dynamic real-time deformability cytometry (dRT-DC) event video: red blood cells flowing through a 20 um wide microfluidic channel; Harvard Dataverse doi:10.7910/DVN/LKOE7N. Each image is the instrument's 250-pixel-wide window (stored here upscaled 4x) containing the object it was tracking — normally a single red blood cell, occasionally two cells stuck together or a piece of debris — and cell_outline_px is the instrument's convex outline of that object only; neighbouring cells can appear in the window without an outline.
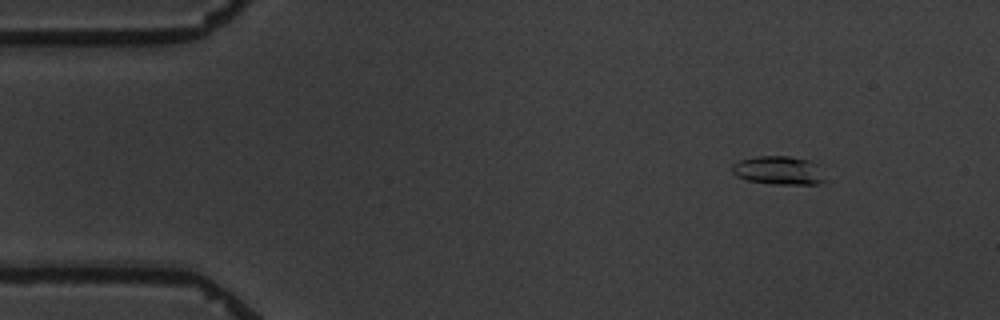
{"species": "common noctule bat (a hibernating species)", "species_latin": "Nyctalus noctula", "temperature_condition": "warm", "stored_images_in_passage": 4, "camera_frame_rate_fps": 3000, "um_per_image_px": 0.085, "animal": {"sex": "male", "body_mass_g": 19.5, "forearm_length_mm": 54.6}, "frame": {"image": 1, "passage_image": 1, "time_ms": 0.0, "image_size_px": [1000, 320], "cell_outline_px": [[824, 180], [816, 184], [772, 184], [748, 180], [736, 176], [732, 172], [732, 164], [740, 160], [756, 156], [788, 156], [808, 160], [816, 164]], "centroid_in_image_um": [66.12, 14.48], "position_along_channel_um": 18.9, "area_um2": 15.2}}